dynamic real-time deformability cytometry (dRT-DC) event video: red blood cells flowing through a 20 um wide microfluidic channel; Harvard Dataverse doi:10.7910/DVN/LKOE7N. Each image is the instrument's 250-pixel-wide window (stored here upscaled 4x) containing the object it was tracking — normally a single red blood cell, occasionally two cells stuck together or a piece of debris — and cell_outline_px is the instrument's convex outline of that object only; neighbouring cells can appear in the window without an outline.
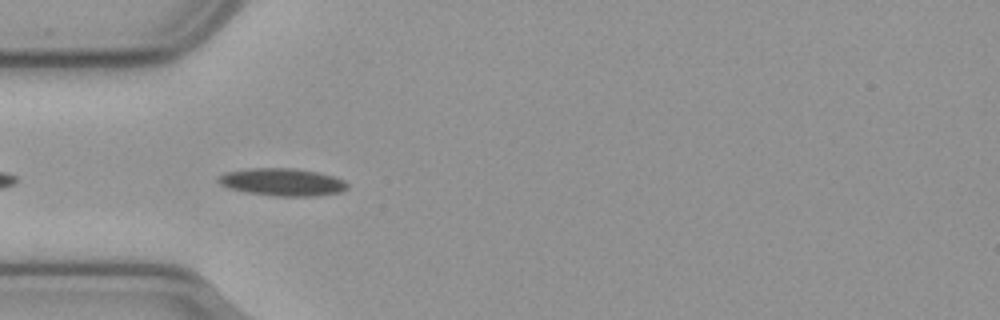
{"species": "common noctule bat (a hibernating species)", "species_latin": "Nyctalus noctula", "temperature_condition": "cold", "stored_images_in_passage": 6, "camera_frame_rate_fps": 3000, "um_per_image_px": 0.085, "animal": {"sex": "male", "body_mass_g": 23.1, "forearm_length_mm": 52.7}, "frame": {"image": 1, "passage_image": 3, "time_ms": 0.667, "image_size_px": [1000, 320], "cell_outline_px": [[348, 188], [340, 192], [316, 196], [272, 196], [244, 192], [228, 188], [220, 184], [216, 180], [224, 172], [248, 168], [292, 168], [316, 172], [332, 176], [344, 180], [348, 184]], "centroid_in_image_um": [23.96, 15.48], "position_along_channel_um": 61.0, "area_um2": 20.81}}
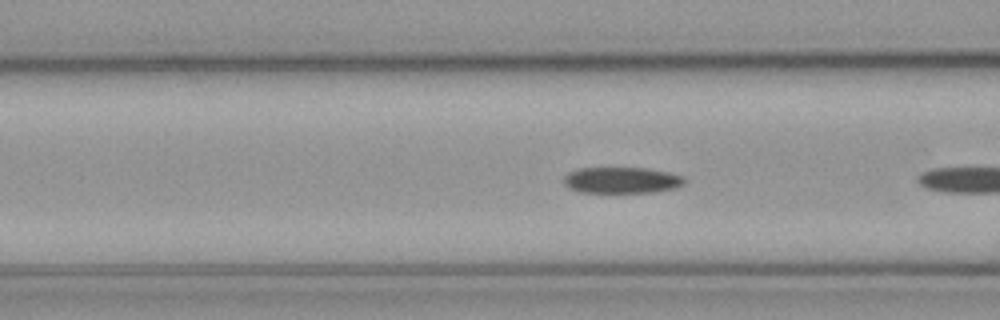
{"frame": {"image": 2, "passage_image": 5, "time_ms": 1.333, "image_size_px": [1000, 320], "cell_outline_px": [[684, 184], [676, 188], [656, 192], [580, 192], [568, 188], [564, 184], [564, 176], [568, 172], [580, 168], [648, 168], [668, 172], [684, 176]], "centroid_in_image_um": [52.85, 15.31], "position_along_channel_um": 113.8, "area_um2": 18.5}}